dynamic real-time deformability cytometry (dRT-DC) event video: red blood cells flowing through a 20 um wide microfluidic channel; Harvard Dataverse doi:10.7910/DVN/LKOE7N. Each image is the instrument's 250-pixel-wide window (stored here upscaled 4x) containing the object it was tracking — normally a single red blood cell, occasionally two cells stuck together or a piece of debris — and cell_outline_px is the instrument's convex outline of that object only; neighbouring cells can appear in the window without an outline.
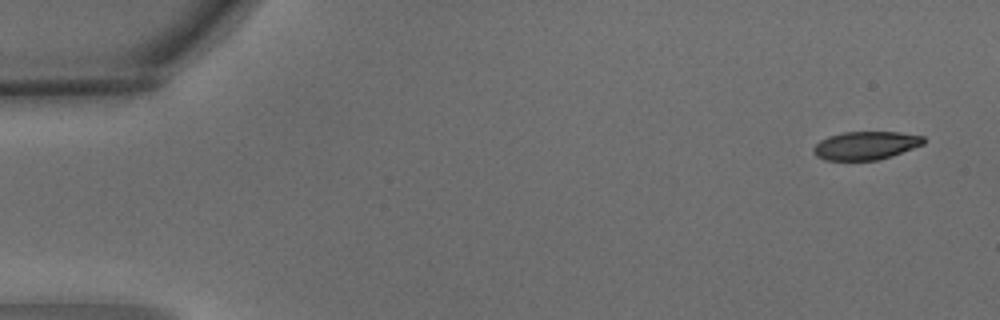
{"species": "common noctule bat (a hibernating species)", "species_latin": "Nyctalus noctula", "temperature_condition": "warm", "stored_images_in_passage": 5, "segment_of_instrument_passage": [2, 2], "camera_frame_rate_fps": 3000, "um_per_image_px": 0.085, "animal": {"sex": "male", "body_mass_g": 15.6}, "frame": {"image": 1, "passage_image": 5, "time_ms": 1.333, "image_size_px": [1000, 320], "cell_outline_px": [[924, 144], [892, 156], [876, 160], [824, 160], [816, 156], [812, 152], [812, 148], [820, 140], [828, 136], [844, 132], [900, 132], [924, 136]], "centroid_in_image_um": [73.57, 12.37], "position_along_channel_um": 11.4, "area_um2": 18.21}}